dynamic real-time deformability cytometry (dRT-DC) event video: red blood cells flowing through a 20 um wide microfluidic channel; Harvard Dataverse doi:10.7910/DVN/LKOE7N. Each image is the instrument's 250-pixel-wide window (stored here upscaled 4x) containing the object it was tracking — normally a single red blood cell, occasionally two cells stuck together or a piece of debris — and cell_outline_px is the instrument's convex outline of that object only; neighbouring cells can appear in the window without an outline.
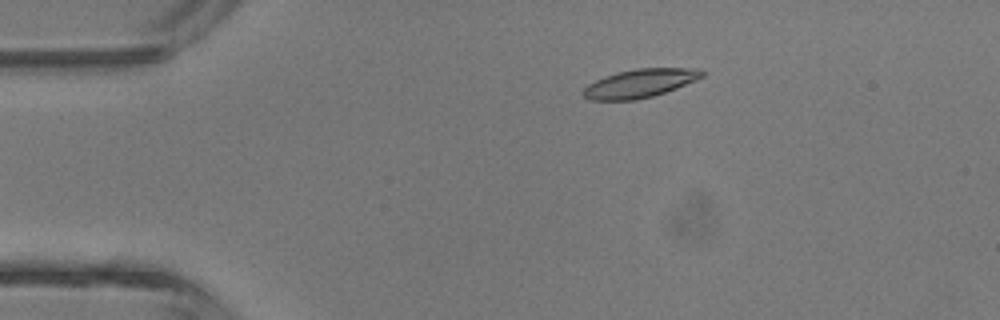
{"species": "common noctule bat (a hibernating species)", "species_latin": "Nyctalus noctula", "temperature_condition": "room temperature", "stored_images_in_passage": 2, "camera_frame_rate_fps": 3000, "um_per_image_px": 0.085, "animal": {"sex": "male", "body_mass_g": 13.3}, "frame": {"image": 1, "passage_image": 1, "time_ms": 0.0, "image_size_px": [1000, 320], "cell_outline_px": [[704, 76], [696, 80], [676, 88], [652, 96], [636, 100], [588, 100], [580, 92], [588, 84], [604, 76], [636, 68], [700, 68], [704, 72]], "centroid_in_image_um": [54.38, 7.08], "position_along_channel_um": 30.6, "area_um2": 19.71}}